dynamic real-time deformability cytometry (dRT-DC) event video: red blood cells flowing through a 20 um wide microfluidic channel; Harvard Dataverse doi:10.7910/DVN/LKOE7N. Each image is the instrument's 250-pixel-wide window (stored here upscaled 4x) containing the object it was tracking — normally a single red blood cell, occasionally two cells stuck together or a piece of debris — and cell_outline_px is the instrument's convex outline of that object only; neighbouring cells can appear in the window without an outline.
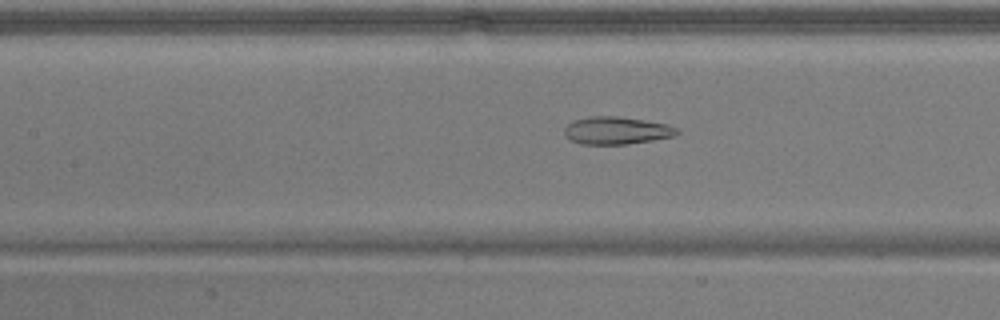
{"species": "common noctule bat (a hibernating species)", "species_latin": "Nyctalus noctula", "temperature_condition": "warm", "stored_images_in_passage": 52, "camera_frame_rate_fps": 3000, "um_per_image_px": 0.085, "animal": {"sex": "male", "body_mass_g": 17.9}, "frame": {"image": 1, "passage_image": 23, "time_ms": 7.333, "image_size_px": [1000, 320], "cell_outline_px": [[680, 132], [672, 136], [652, 140], [628, 144], [580, 144], [564, 136], [564, 128], [572, 120], [592, 116], [616, 116], [644, 120], [668, 124], [680, 128]], "centroid_in_image_um": [52.4, 11.09], "position_along_channel_um": 155.0, "area_um2": 18.15}}
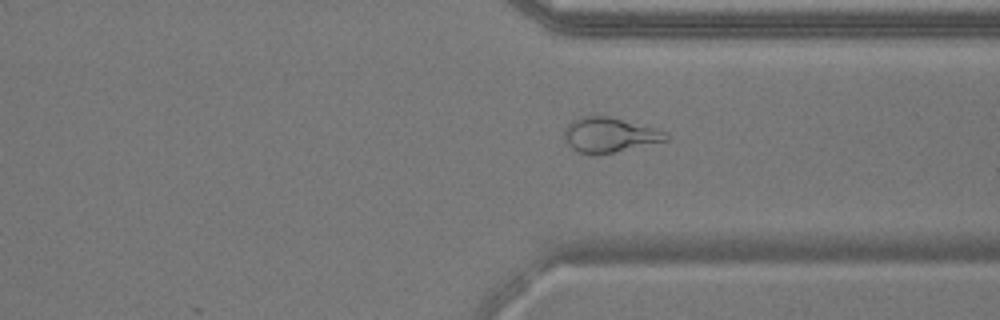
{"frame": {"image": 2, "passage_image": 39, "time_ms": 12.667, "image_size_px": [1000, 320], "cell_outline_px": [[668, 140], [612, 152], [580, 152], [572, 148], [564, 140], [564, 128], [572, 120], [580, 116], [608, 116], [656, 128], [664, 132], [668, 136]], "centroid_in_image_um": [51.77, 11.43], "position_along_channel_um": 359.6, "area_um2": 20.06}}
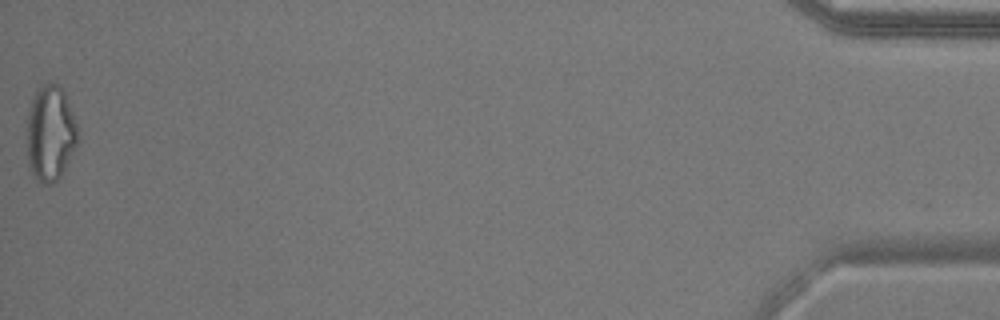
{"frame": {"image": 3, "passage_image": 52, "time_ms": 17.0, "image_size_px": [1000, 320], "cell_outline_px": [[80, 140], [60, 176], [52, 184], [44, 184], [32, 172], [28, 164], [24, 128], [28, 108], [36, 88], [48, 80], [52, 80], [64, 92], [72, 112], [76, 124]], "centroid_in_image_um": [4.23, 11.27], "position_along_channel_um": 431.0, "area_um2": 29.13}, "authors_computed_cell_mechanics": {"area_um2": 22.8888, "velocity_mm_per_s": 3.8435, "shape_relaxation_time_tau1_ms": null, "shape_relaxation_time_tau2_ms": 1.6489, "deformation_change_tau1": null, "deformation_change_tau2": 0.0919}}